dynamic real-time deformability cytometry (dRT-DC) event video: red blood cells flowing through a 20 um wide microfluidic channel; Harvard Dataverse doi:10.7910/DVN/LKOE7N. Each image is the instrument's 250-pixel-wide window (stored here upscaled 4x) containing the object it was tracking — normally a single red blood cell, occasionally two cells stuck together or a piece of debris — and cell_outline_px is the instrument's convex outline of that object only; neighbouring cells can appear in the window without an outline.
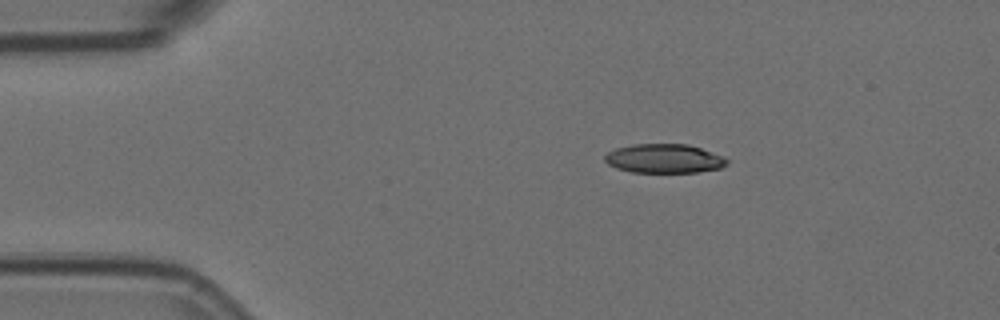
{"species": "Egyptian fruit bat (a non-hibernating species)", "species_latin": "Rousettus aegyptiacus", "temperature_condition": "room temperature", "stored_images_in_passage": 7, "camera_frame_rate_fps": 3000, "um_per_image_px": 0.085, "animal": {"sex": "female"}, "frame": {"image": 1, "passage_image": 2, "time_ms": 0.333, "image_size_px": [1000, 320], "cell_outline_px": [[728, 164], [720, 168], [696, 172], [632, 172], [616, 168], [608, 164], [604, 160], [604, 156], [608, 152], [616, 148], [632, 144], [688, 144], [724, 156], [728, 160]], "centroid_in_image_um": [56.45, 13.47], "position_along_channel_um": 28.6, "area_um2": 20.69}}
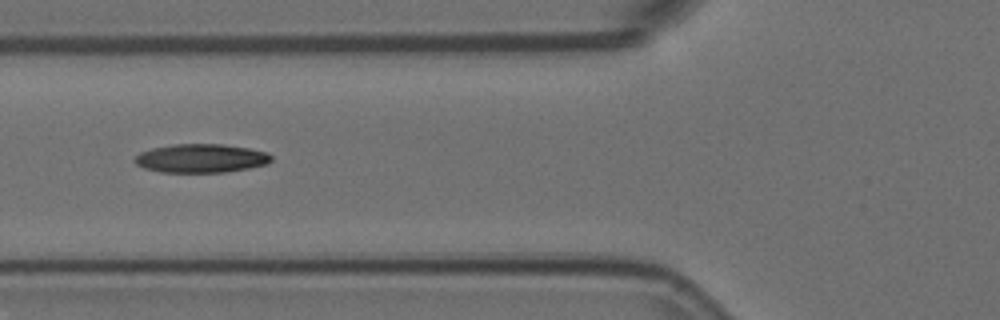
{"frame": {"image": 2, "passage_image": 5, "time_ms": 1.333, "image_size_px": [1000, 320], "cell_outline_px": [[272, 160], [268, 164], [248, 168], [224, 172], [160, 172], [144, 168], [136, 164], [132, 160], [140, 152], [152, 148], [172, 144], [224, 144], [248, 148], [268, 152], [272, 156]], "centroid_in_image_um": [17.08, 13.45], "position_along_channel_um": 108.7, "area_um2": 22.95}}
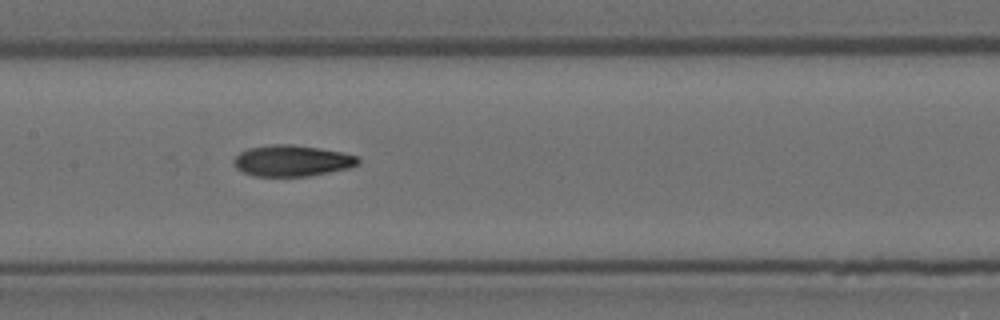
{"frame": {"image": 3, "passage_image": 7, "time_ms": 2.0, "image_size_px": [1000, 320], "cell_outline_px": [[360, 164], [352, 168], [308, 176], [252, 176], [236, 168], [232, 160], [240, 152], [248, 148], [272, 144], [292, 144], [320, 148], [340, 152], [356, 156], [360, 160]], "centroid_in_image_um": [24.83, 13.66], "position_along_channel_um": 182.6, "area_um2": 22.72}}